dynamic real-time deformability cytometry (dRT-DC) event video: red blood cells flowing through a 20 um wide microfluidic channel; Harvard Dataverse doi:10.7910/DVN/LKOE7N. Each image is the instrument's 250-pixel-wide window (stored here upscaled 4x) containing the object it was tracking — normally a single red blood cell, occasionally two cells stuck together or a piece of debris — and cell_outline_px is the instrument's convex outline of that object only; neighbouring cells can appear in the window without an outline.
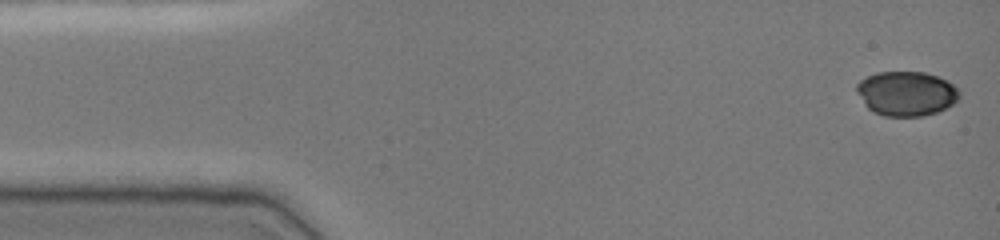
{"species": "common noctule bat (a hibernating species)", "species_latin": "Nyctalus noctula", "temperature_condition": "cold", "stored_images_in_passage": 47, "camera_frame_rate_fps": 3000, "um_per_image_px": 0.085, "animal": {"sex": "female", "body_mass_g": 19.0, "forearm_length_mm": 51.5}, "frame": {"image": 1, "passage_image": 1, "time_ms": 0.0, "image_size_px": [1000, 240], "cell_outline_px": [[960, 96], [952, 104], [936, 112], [920, 116], [884, 116], [872, 112], [864, 104], [856, 92], [856, 84], [860, 80], [876, 72], [924, 72], [948, 80], [960, 92]], "centroid_in_image_um": [77.01, 7.95], "position_along_channel_um": 8.0, "area_um2": 26.65}}
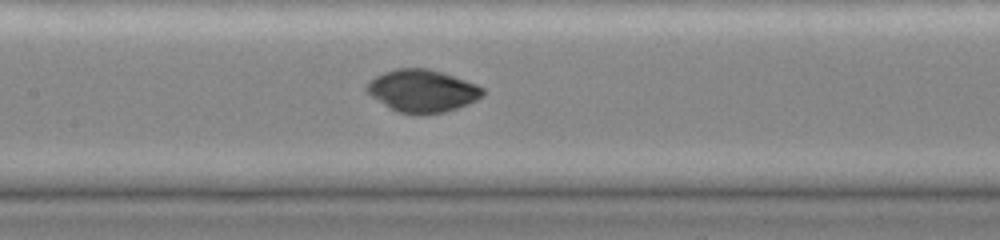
{"frame": {"image": 2, "passage_image": 22, "time_ms": 7.0, "image_size_px": [1000, 240], "cell_outline_px": [[484, 96], [468, 104], [444, 112], [416, 116], [396, 112], [372, 96], [364, 88], [368, 80], [384, 72], [396, 68], [428, 68], [444, 72], [476, 84], [484, 88]], "centroid_in_image_um": [35.89, 7.73], "position_along_channel_um": 171.5, "area_um2": 29.07}}
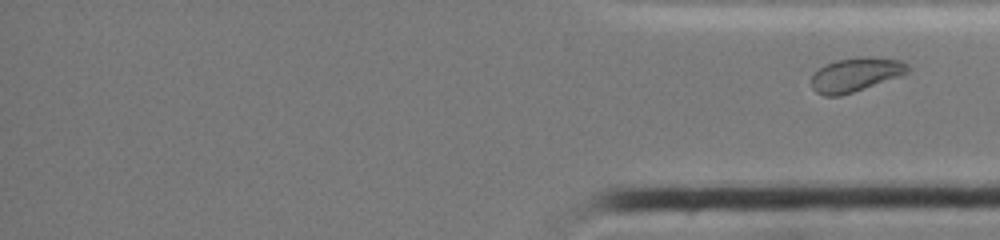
{"frame": {"image": 3, "passage_image": 47, "time_ms": 15.333, "image_size_px": [1000, 240], "cell_outline_px": [[908, 72], [900, 76], [840, 96], [824, 96], [816, 92], [812, 88], [812, 76], [820, 68], [836, 60], [864, 56], [872, 56], [900, 60], [908, 64]], "centroid_in_image_um": [72.74, 6.33], "position_along_channel_um": 362.5, "area_um2": 18.84}}